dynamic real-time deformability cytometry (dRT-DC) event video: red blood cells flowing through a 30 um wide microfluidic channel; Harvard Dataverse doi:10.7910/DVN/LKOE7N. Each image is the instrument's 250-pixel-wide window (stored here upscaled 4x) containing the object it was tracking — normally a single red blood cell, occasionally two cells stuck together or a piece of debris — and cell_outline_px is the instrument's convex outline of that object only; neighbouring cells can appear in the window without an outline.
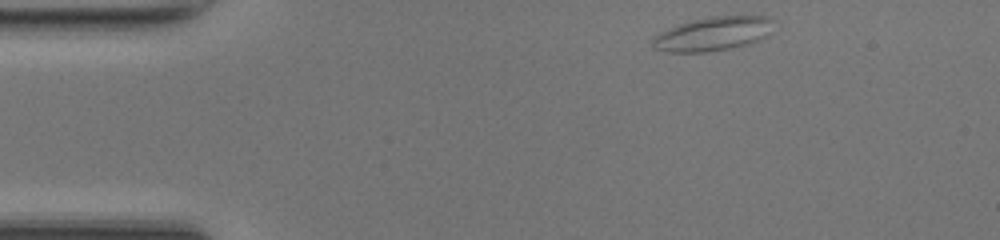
{"species": "common noctule bat (a hibernating species)", "species_latin": "Nyctalus noctula", "temperature_condition": "room temperature", "stored_images_in_passage": 43, "camera_frame_rate_fps": 3000, "um_per_image_px": 0.085, "animal": {"sex": "female", "body_mass_g": 17.0, "forearm_length_mm": 48.0}, "frame": {"image": 1, "passage_image": 1, "time_ms": 0.0, "image_size_px": [1000, 240], "cell_outline_px": [[772, 20], [768, 36], [760, 40], [748, 44], [728, 48], [704, 52], [664, 52], [652, 48], [652, 40], [660, 32], [668, 28], [688, 20], [708, 16], [764, 16]], "centroid_in_image_um": [60.55, 2.87], "position_along_channel_um": 24.5, "area_um2": 23.93}}
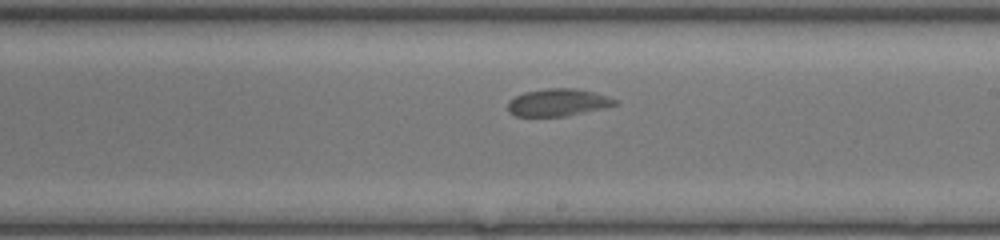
{"frame": {"image": 2, "passage_image": 22, "time_ms": 7.0, "image_size_px": [1000, 240], "cell_outline_px": [[616, 104], [604, 108], [564, 116], [516, 116], [508, 112], [508, 100], [524, 92], [548, 88], [572, 88], [592, 92], [608, 96], [616, 100]], "centroid_in_image_um": [47.38, 8.71], "position_along_channel_um": 241.6, "area_um2": 16.88}}
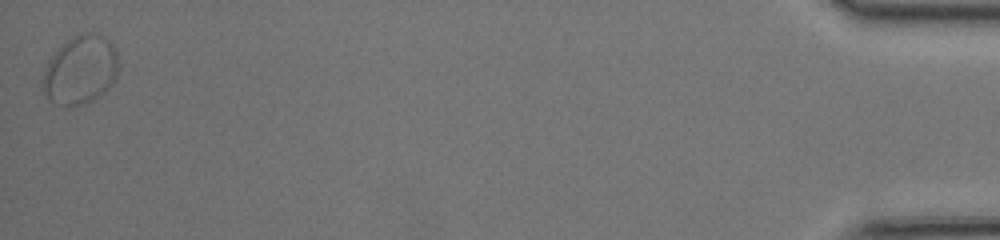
{"frame": {"image": 3, "passage_image": 43, "time_ms": 14.0, "image_size_px": [1000, 240], "cell_outline_px": [[116, 76], [108, 88], [92, 100], [84, 104], [68, 108], [52, 104], [48, 100], [44, 92], [40, 80], [48, 60], [72, 36], [80, 32], [96, 32], [104, 36], [112, 44], [116, 52]], "centroid_in_image_um": [6.77, 5.97], "position_along_channel_um": 428.4, "area_um2": 30.52}, "authors_computed_cell_mechanics": {"area_um2": 17.7446, "velocity_mm_per_s": 4.1286, "shape_relaxation_time_tau1_ms": null, "shape_relaxation_time_tau2_ms": 1.5454, "deformation_change_tau1": null, "deformation_change_tau2": 0.0479}}